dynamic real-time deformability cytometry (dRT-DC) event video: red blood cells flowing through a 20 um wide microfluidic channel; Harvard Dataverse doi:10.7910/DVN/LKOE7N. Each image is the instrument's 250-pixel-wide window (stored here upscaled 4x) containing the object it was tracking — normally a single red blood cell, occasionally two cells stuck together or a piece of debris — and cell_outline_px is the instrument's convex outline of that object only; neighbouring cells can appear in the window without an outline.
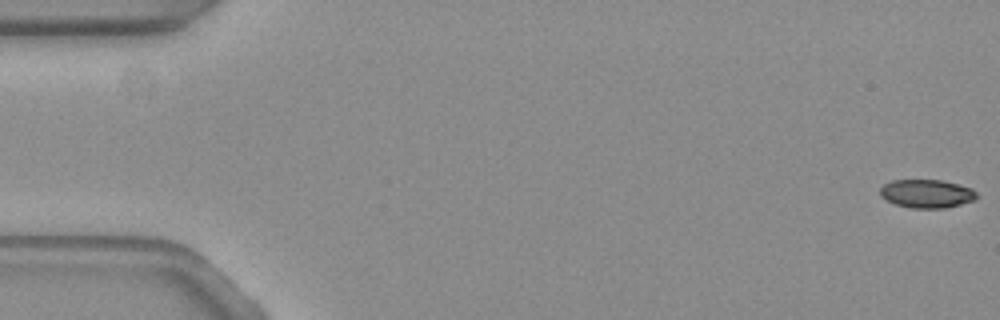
{"species": "common noctule bat (a hibernating species)", "species_latin": "Nyctalus noctula", "temperature_condition": "warm", "stored_images_in_passage": 56, "camera_frame_rate_fps": 3000, "um_per_image_px": 0.085, "animal": {"sex": "female", "body_mass_g": 19.3, "forearm_length_mm": 54.1}, "frame": {"image": 1, "passage_image": 1, "time_ms": 0.0, "image_size_px": [1000, 320], "cell_outline_px": [[980, 196], [976, 200], [944, 208], [908, 208], [884, 200], [880, 196], [880, 188], [884, 184], [892, 180], [940, 180], [972, 188]], "centroid_in_image_um": [78.76, 16.47], "position_along_channel_um": 6.2, "area_um2": 16.13}}
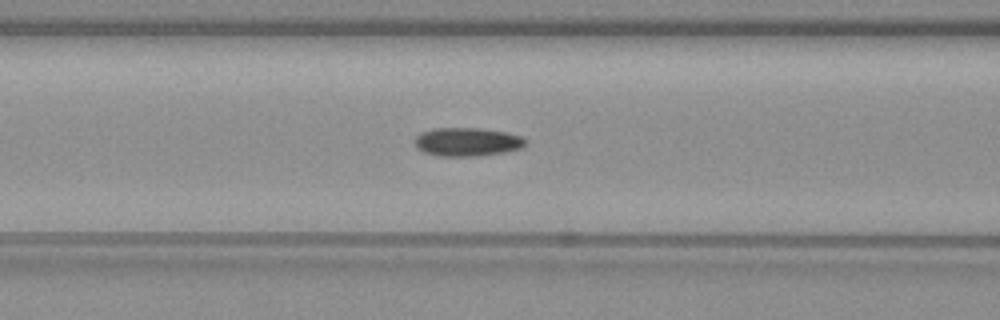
{"frame": {"image": 2, "passage_image": 23, "time_ms": 7.333, "image_size_px": [1000, 320], "cell_outline_px": [[524, 144], [520, 148], [504, 152], [476, 156], [440, 156], [424, 152], [416, 148], [416, 136], [420, 132], [432, 128], [480, 128], [508, 132], [520, 136], [524, 140]], "centroid_in_image_um": [39.67, 12.05], "position_along_channel_um": 126.9, "area_um2": 18.32}}
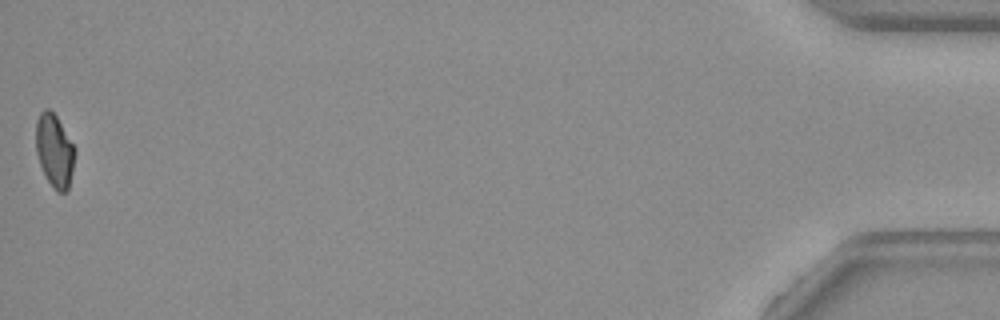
{"frame": {"image": 3, "passage_image": 56, "time_ms": 18.333, "image_size_px": [1000, 320], "cell_outline_px": [[76, 152], [68, 192], [56, 192], [52, 188], [40, 164], [36, 152], [36, 120], [40, 112], [44, 108], [48, 108], [56, 116], [76, 148]], "centroid_in_image_um": [4.64, 12.82], "position_along_channel_um": 430.6, "area_um2": 16.7}, "authors_computed_cell_mechanics": {"area_um2": 17.6579, "velocity_mm_per_s": 3.7173, "shape_relaxation_time_tau1_ms": null, "shape_relaxation_time_tau2_ms": 3.7642, "deformation_change_tau1": null, "deformation_change_tau2": 0.078}}